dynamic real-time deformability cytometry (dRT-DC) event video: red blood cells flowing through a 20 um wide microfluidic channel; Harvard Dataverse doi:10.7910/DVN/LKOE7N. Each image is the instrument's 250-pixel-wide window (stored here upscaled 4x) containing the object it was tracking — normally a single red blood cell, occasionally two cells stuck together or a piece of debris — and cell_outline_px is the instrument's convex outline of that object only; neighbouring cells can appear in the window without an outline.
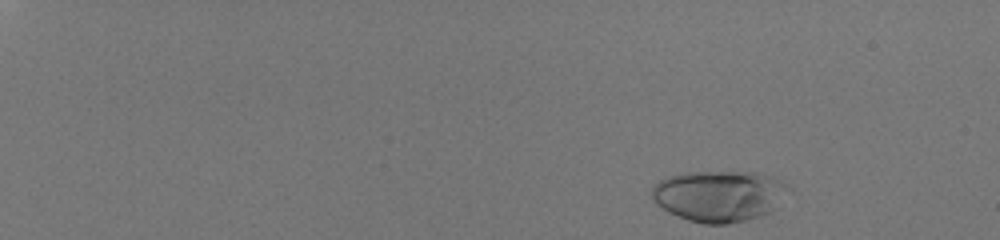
{"species": "human", "species_latin": "Homo sapiens", "temperature_condition": "room temperature", "stored_images_in_passage": 44, "camera_frame_rate_fps": 3000, "um_per_image_px": 0.085, "donor": {"sex": "male"}, "frame": {"image": 1, "passage_image": 2, "time_ms": 0.333, "image_size_px": [1000, 240], "cell_outline_px": [[792, 188], [780, 208], [772, 212], [748, 220], [728, 224], [704, 224], [688, 220], [668, 212], [656, 204], [652, 200], [652, 188], [660, 180], [668, 176], [688, 172], [752, 172], [776, 176], [788, 184]], "centroid_in_image_um": [61.23, 16.66], "position_along_channel_um": 23.8, "area_um2": 41.67}}
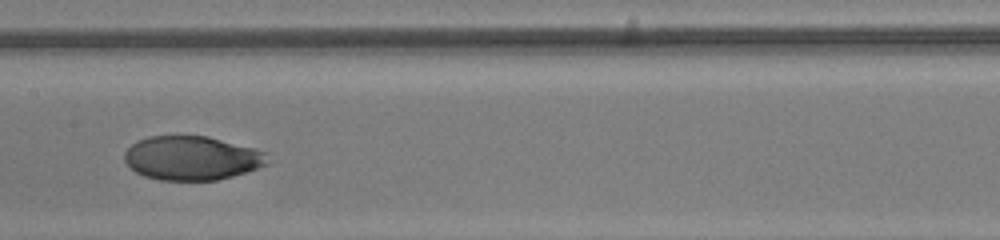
{"frame": {"image": 2, "passage_image": 28, "time_ms": 9.0, "image_size_px": [1000, 240], "cell_outline_px": [[268, 164], [232, 176], [216, 180], [160, 180], [144, 176], [136, 172], [124, 160], [124, 152], [132, 144], [148, 136], [208, 136], [256, 148], [264, 152]], "centroid_in_image_um": [16.29, 13.43], "position_along_channel_um": 191.1, "area_um2": 36.47}}
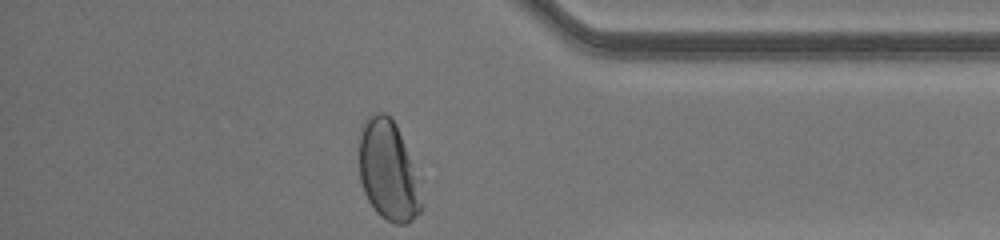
{"frame": {"image": 3, "passage_image": 44, "time_ms": 14.333, "image_size_px": [1000, 240], "cell_outline_px": [[424, 204], [420, 212], [408, 224], [396, 224], [380, 216], [376, 212], [368, 200], [364, 192], [360, 180], [360, 132], [364, 120], [368, 116], [376, 112], [384, 112], [396, 124], [404, 144]], "centroid_in_image_um": [32.97, 14.54], "position_along_channel_um": 402.2, "area_um2": 35.66}, "authors_computed_cell_mechanics": {"area_um2": 37.4544, "velocity_mm_per_s": 4.1066, "shape_relaxation_time_tau1_ms": 7.7991, "shape_relaxation_time_tau2_ms": null, "deformation_change_tau1": 0.33, "deformation_change_tau2": null}}